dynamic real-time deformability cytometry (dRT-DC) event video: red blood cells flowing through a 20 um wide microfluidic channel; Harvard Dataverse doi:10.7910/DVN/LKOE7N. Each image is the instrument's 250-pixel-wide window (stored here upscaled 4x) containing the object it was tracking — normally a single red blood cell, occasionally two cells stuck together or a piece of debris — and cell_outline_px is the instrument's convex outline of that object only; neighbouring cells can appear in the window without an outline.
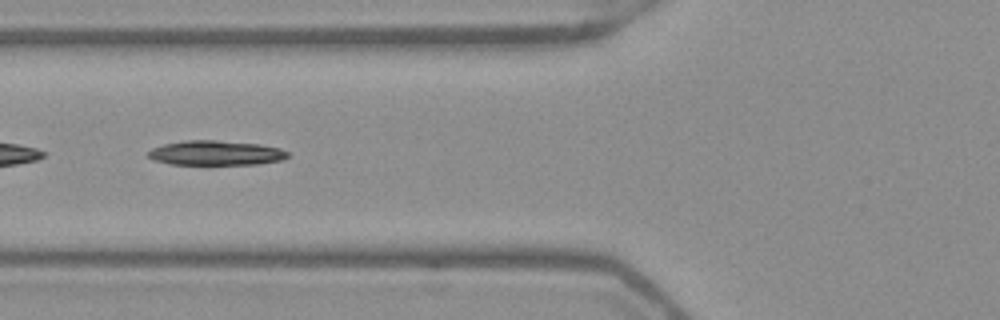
{"species": "Egyptian fruit bat (a non-hibernating species)", "species_latin": "Rousettus aegyptiacus", "temperature_condition": "warm", "stored_images_in_passage": 40, "camera_frame_rate_fps": 3000, "um_per_image_px": 0.085, "frame": {"image": 1, "passage_image": 9, "time_ms": 2.667, "image_size_px": [1000, 320], "cell_outline_px": [[288, 156], [284, 160], [256, 164], [172, 164], [152, 160], [148, 156], [148, 152], [152, 148], [164, 144], [184, 140], [216, 140], [260, 144], [280, 148], [288, 152]], "centroid_in_image_um": [18.35, 13.0], "position_along_channel_um": 107.5, "area_um2": 20.06}}
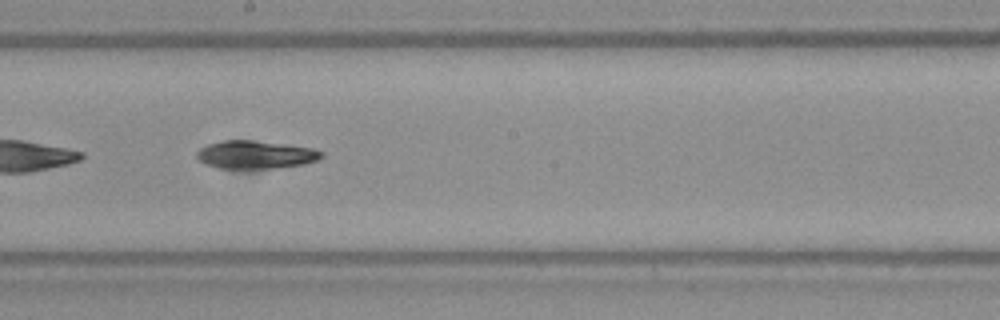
{"frame": {"image": 2, "passage_image": 18, "time_ms": 5.667, "image_size_px": [1000, 320], "cell_outline_px": [[324, 156], [320, 160], [304, 164], [276, 168], [220, 168], [204, 164], [196, 156], [196, 152], [200, 148], [208, 144], [224, 140], [252, 140], [312, 148], [324, 152]], "centroid_in_image_um": [21.74, 13.15], "position_along_channel_um": 226.5, "area_um2": 20.35}}
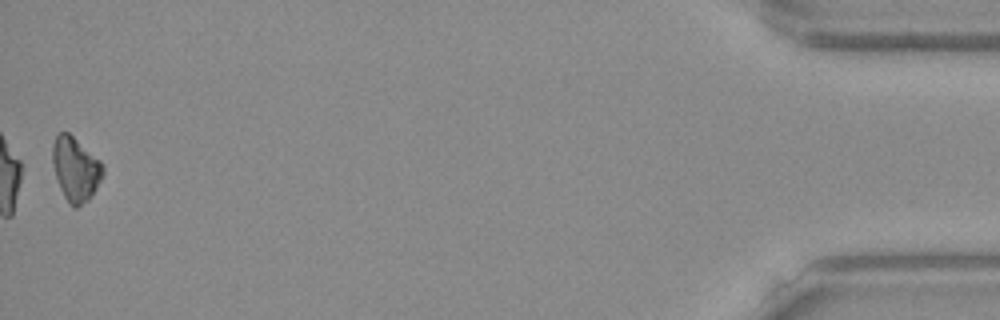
{"frame": {"image": 3, "passage_image": 40, "time_ms": 13.0, "image_size_px": [1000, 320], "cell_outline_px": [[104, 172], [96, 188], [88, 200], [76, 208], [68, 204], [60, 188], [52, 164], [52, 144], [56, 136], [60, 132], [68, 132], [100, 160], [104, 164]], "centroid_in_image_um": [6.41, 14.37], "position_along_channel_um": 428.8, "area_um2": 18.73}, "authors_computed_cell_mechanics": {"area_um2": 19.9121, "velocity_mm_per_s": 3.9551, "shape_relaxation_time_tau1_ms": 3.3064, "shape_relaxation_time_tau2_ms": null, "deformation_change_tau1": 0.1225, "deformation_change_tau2": null}}